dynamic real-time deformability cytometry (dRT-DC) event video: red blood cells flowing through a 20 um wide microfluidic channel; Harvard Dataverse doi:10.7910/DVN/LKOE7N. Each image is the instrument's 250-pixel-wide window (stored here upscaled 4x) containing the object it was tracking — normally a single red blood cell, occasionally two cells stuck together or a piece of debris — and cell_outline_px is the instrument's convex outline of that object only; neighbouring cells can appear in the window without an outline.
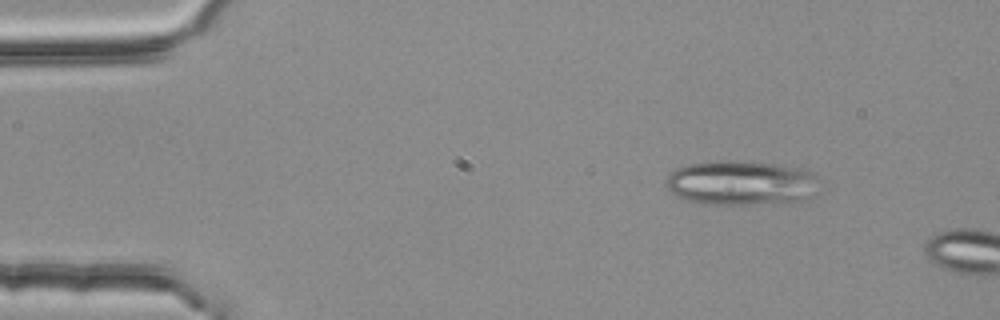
{"species": "common noctule bat (a hibernating species)", "species_latin": "Nyctalus noctula", "temperature_condition": "room temperature", "stored_images_in_passage": 4, "camera_frame_rate_fps": 3000, "um_per_image_px": 0.085, "animal": {"sex": "female", "body_mass_g": 25.1}, "frame": {"image": 1, "passage_image": 2, "time_ms": 0.333, "image_size_px": [1000, 320], "cell_outline_px": [[812, 176], [804, 196], [800, 200], [748, 204], [700, 204], [676, 196], [664, 184], [668, 176], [676, 168], [688, 164], [720, 160], [728, 160], [776, 164], [796, 168], [812, 172]], "centroid_in_image_um": [62.74, 15.53], "position_along_channel_um": 22.3, "area_um2": 38.21}}